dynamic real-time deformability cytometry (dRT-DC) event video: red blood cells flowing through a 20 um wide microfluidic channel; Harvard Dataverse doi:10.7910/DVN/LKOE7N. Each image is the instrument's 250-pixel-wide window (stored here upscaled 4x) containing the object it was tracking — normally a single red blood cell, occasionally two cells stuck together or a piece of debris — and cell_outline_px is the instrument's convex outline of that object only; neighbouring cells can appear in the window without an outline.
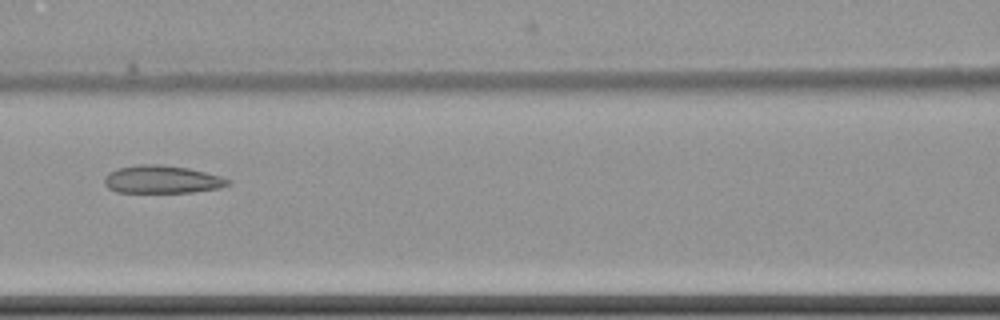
{"species": "common noctule bat (a hibernating species)", "species_latin": "Nyctalus noctula", "temperature_condition": "cold", "stored_images_in_passage": 9, "camera_frame_rate_fps": 3000, "um_per_image_px": 0.085, "animal": {"sex": "female", "body_mass_g": 22.7, "forearm_length_mm": 54.2}, "frame": {"image": 1, "passage_image": 8, "time_ms": 9.0, "image_size_px": [1000, 320], "cell_outline_px": [[232, 184], [220, 188], [192, 192], [116, 192], [108, 188], [104, 184], [104, 176], [108, 172], [120, 168], [140, 164], [160, 164], [188, 168], [220, 176], [232, 180]], "centroid_in_image_um": [13.78, 15.25], "position_along_channel_um": 152.8, "area_um2": 20.11}}
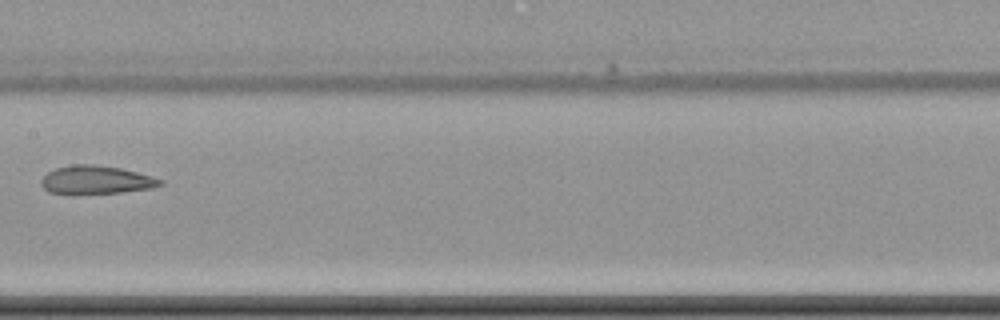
{"frame": {"image": 2, "passage_image": 9, "time_ms": 10.333, "image_size_px": [1000, 320], "cell_outline_px": [[164, 184], [152, 188], [120, 192], [76, 196], [72, 196], [48, 192], [40, 184], [40, 180], [48, 172], [56, 168], [72, 164], [92, 164], [120, 168], [152, 176], [164, 180]], "centroid_in_image_um": [8.12, 15.32], "position_along_channel_um": 199.3, "area_um2": 20.23}}